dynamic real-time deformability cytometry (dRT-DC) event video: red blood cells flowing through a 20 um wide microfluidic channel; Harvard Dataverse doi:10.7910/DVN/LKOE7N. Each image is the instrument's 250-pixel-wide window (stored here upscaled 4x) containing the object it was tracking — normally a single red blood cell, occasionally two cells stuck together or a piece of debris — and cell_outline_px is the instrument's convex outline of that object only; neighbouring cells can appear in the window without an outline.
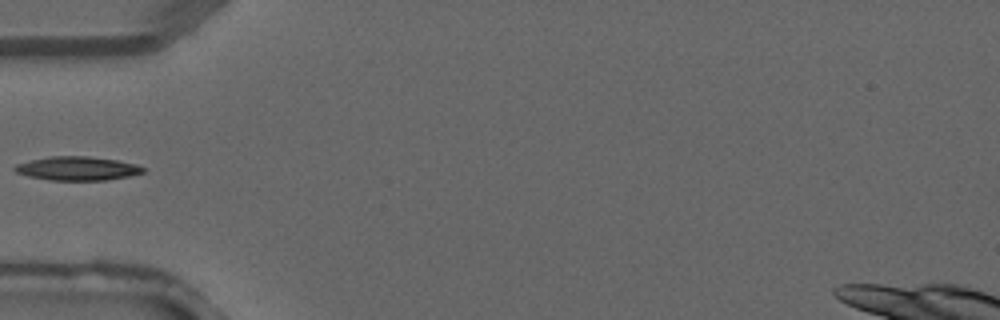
{"species": "common noctule bat (a hibernating species)", "species_latin": "Nyctalus noctula", "temperature_condition": "warm", "stored_images_in_passage": 3, "camera_frame_rate_fps": 3000, "um_per_image_px": 0.085, "animal": {"sex": "male", "forearm_length_mm": 52.5}, "frame": {"image": 1, "passage_image": 3, "time_ms": 0.667, "image_size_px": [1000, 320], "cell_outline_px": [[144, 172], [132, 176], [108, 180], [48, 180], [28, 176], [16, 172], [12, 168], [16, 164], [28, 160], [48, 156], [88, 156], [116, 160], [136, 164], [144, 168]], "centroid_in_image_um": [6.55, 14.32], "position_along_channel_um": 78.4, "area_um2": 17.98}}